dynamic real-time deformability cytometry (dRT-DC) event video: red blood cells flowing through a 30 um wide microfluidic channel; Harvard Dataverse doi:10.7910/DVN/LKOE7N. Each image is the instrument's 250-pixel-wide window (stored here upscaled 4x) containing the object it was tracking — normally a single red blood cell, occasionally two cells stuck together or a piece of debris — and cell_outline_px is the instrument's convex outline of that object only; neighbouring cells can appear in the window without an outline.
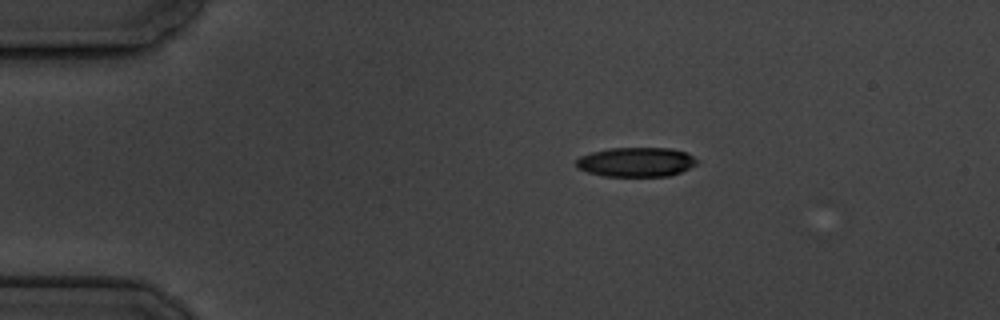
{"species": "common noctule bat (a hibernating species)", "species_latin": "Nyctalus noctula", "temperature_condition": "cold", "stored_images_in_passage": 5, "camera_frame_rate_fps": 3000, "um_per_image_px": 0.085, "animal": {"sex": "male", "body_mass_g": 19.5, "forearm_length_mm": 54.6}, "frame": {"image": 1, "passage_image": 1, "time_ms": 0.0, "image_size_px": [1000, 320], "cell_outline_px": [[700, 160], [696, 164], [680, 172], [668, 176], [604, 176], [588, 172], [576, 168], [576, 160], [580, 156], [592, 152], [608, 148], [672, 148], [688, 152]], "centroid_in_image_um": [54.09, 13.76], "position_along_channel_um": 30.9, "area_um2": 20.87}}
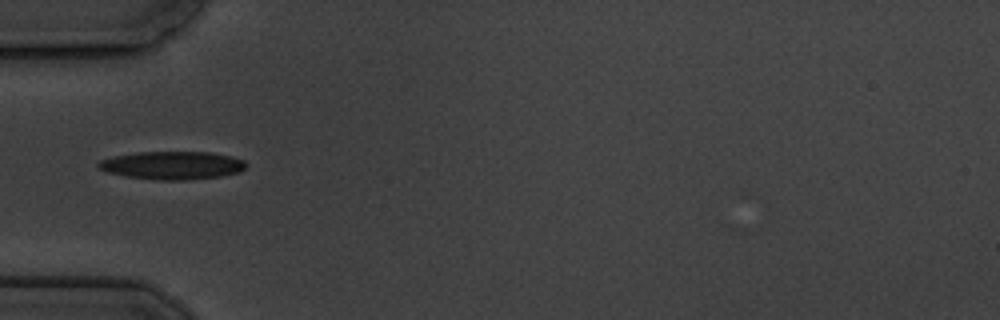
{"frame": {"image": 2, "passage_image": 3, "time_ms": 2.667, "image_size_px": [1000, 320], "cell_outline_px": [[248, 164], [240, 172], [220, 176], [184, 180], [156, 180], [124, 176], [108, 172], [96, 168], [96, 164], [100, 160], [112, 156], [136, 152], [212, 152], [232, 156], [244, 160]], "centroid_in_image_um": [14.62, 14.05], "position_along_channel_um": 70.4, "area_um2": 24.39}}
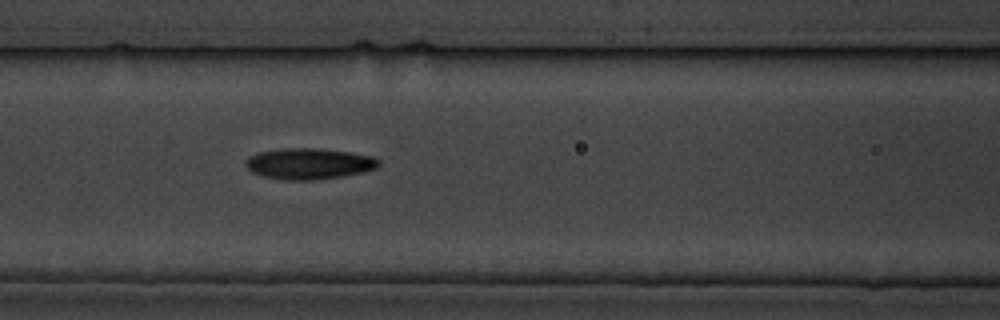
{"frame": {"image": 3, "passage_image": 5, "time_ms": 4.667, "image_size_px": [1000, 320], "cell_outline_px": [[380, 164], [376, 168], [364, 172], [344, 176], [316, 180], [284, 180], [264, 176], [252, 172], [244, 164], [244, 160], [248, 156], [260, 152], [280, 148], [320, 148], [352, 152], [372, 156], [380, 160]], "centroid_in_image_um": [26.27, 13.91], "position_along_channel_um": 140.3, "area_um2": 24.39}}